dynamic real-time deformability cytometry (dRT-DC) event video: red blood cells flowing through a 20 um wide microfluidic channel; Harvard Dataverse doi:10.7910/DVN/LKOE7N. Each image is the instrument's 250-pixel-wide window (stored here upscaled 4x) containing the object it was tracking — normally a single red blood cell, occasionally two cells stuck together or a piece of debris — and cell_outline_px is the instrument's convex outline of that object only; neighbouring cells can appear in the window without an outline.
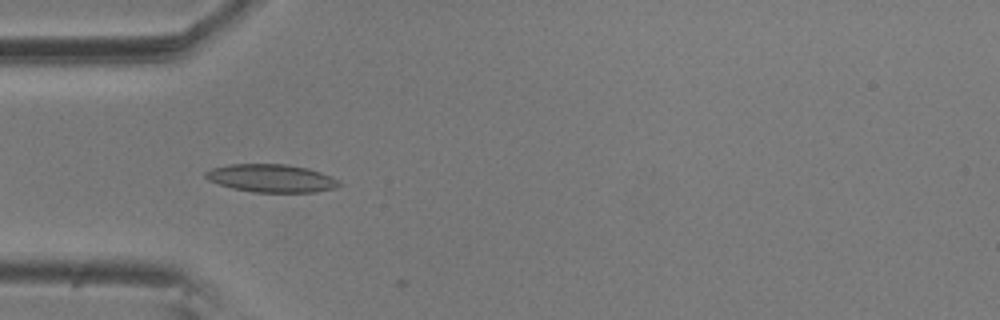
{"species": "common noctule bat (a hibernating species)", "species_latin": "Nyctalus noctula", "temperature_condition": "room temperature", "stored_images_in_passage": 5, "camera_frame_rate_fps": 3000, "um_per_image_px": 0.085, "animal": {"sex": "male", "body_mass_g": 20.5, "forearm_length_mm": 52.5}, "frame": {"image": 1, "passage_image": 1, "time_ms": 0.0, "image_size_px": [1000, 320], "cell_outline_px": [[340, 184], [336, 188], [316, 192], [252, 192], [232, 188], [208, 180], [204, 176], [204, 172], [212, 168], [228, 164], [288, 164], [308, 168], [332, 176]], "centroid_in_image_um": [23.05, 15.14], "position_along_channel_um": 62.0, "area_um2": 21.79}}
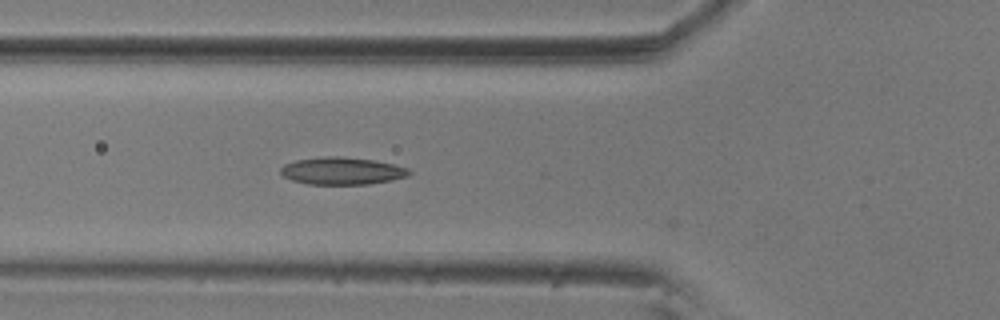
{"frame": {"image": 2, "passage_image": 4, "time_ms": 1.0, "image_size_px": [1000, 320], "cell_outline_px": [[412, 172], [408, 176], [392, 180], [368, 184], [308, 184], [292, 180], [284, 176], [280, 172], [280, 168], [284, 164], [296, 160], [324, 156], [340, 156], [372, 160], [392, 164], [408, 168]], "centroid_in_image_um": [29.06, 14.52], "position_along_channel_um": 96.7, "area_um2": 20.4}}